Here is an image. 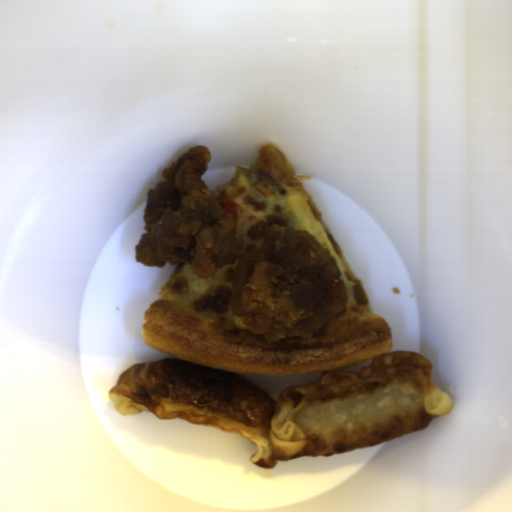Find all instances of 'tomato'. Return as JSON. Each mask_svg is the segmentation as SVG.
Returning <instances> with one entry per match:
<instances>
[{"label": "tomato", "instance_id": "obj_1", "mask_svg": "<svg viewBox=\"0 0 512 512\" xmlns=\"http://www.w3.org/2000/svg\"><path fill=\"white\" fill-rule=\"evenodd\" d=\"M218 204L221 206V208L227 213L230 214L234 221L237 220V208H239L241 205L238 204L235 200L232 199L231 195H219L218 197H215Z\"/></svg>", "mask_w": 512, "mask_h": 512}]
</instances>
